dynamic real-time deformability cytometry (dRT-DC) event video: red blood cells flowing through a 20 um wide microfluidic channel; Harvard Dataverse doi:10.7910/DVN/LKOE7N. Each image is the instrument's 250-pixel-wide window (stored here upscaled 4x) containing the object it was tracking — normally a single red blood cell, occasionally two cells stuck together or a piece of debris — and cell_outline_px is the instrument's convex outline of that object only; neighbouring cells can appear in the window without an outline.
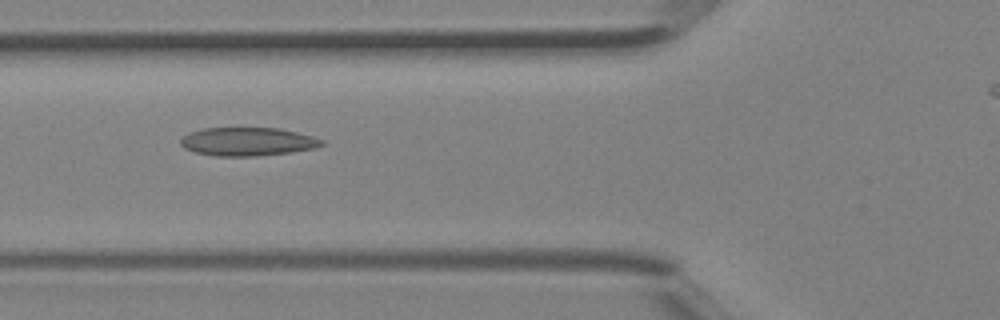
{"species": "Egyptian fruit bat (a non-hibernating species)", "species_latin": "Rousettus aegyptiacus", "temperature_condition": "room temperature", "stored_images_in_passage": 37, "camera_frame_rate_fps": 3000, "um_per_image_px": 0.085, "animal": {"sex": "female"}, "frame": {"image": 1, "passage_image": 15, "time_ms": 4.667, "image_size_px": [1000, 320], "cell_outline_px": [[324, 144], [316, 148], [292, 152], [256, 156], [216, 156], [196, 152], [184, 148], [180, 144], [180, 140], [188, 132], [204, 128], [276, 128], [296, 132], [312, 136], [324, 140]], "centroid_in_image_um": [21.05, 12.04], "position_along_channel_um": 104.8, "area_um2": 23.35}}
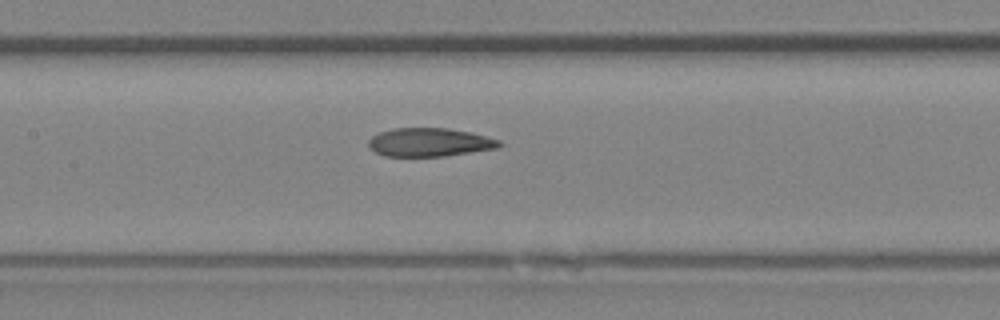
{"frame": {"image": 2, "passage_image": 19, "time_ms": 6.0, "image_size_px": [1000, 320], "cell_outline_px": [[504, 144], [496, 148], [444, 156], [384, 156], [376, 152], [368, 144], [368, 140], [372, 136], [380, 132], [392, 128], [448, 128], [472, 132], [500, 140]], "centroid_in_image_um": [36.52, 12.08], "position_along_channel_um": 170.9, "area_um2": 21.68}}
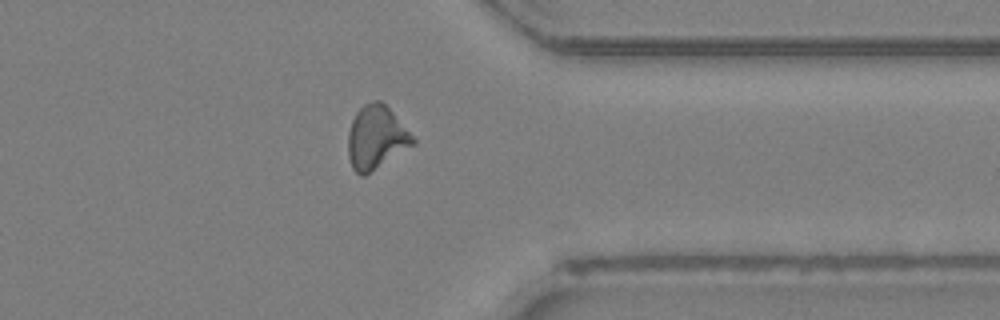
{"frame": {"image": 3, "passage_image": 32, "time_ms": 10.333, "image_size_px": [1000, 320], "cell_outline_px": [[416, 144], [364, 176], [360, 176], [352, 168], [348, 156], [348, 132], [352, 120], [356, 112], [364, 104], [372, 100], [380, 100], [392, 112], [416, 140]], "centroid_in_image_um": [31.96, 11.7], "position_along_channel_um": 379.4, "area_um2": 23.87}}